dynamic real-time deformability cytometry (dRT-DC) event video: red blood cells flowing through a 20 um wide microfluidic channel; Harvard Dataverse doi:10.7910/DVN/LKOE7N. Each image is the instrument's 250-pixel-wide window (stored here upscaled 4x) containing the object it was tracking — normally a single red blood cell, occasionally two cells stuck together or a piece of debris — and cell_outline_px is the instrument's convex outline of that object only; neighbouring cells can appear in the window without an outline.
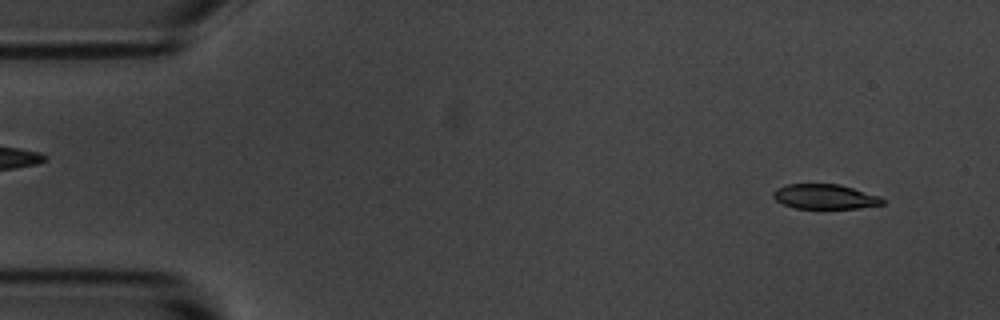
{"species": "common noctule bat (a hibernating species)", "species_latin": "Nyctalus noctula", "temperature_condition": "room temperature", "stored_images_in_passage": 4, "camera_frame_rate_fps": 3000, "um_per_image_px": 0.085, "animal": {"sex": "male", "body_mass_g": 20.1, "forearm_length_mm": 53.5}, "frame": {"image": 1, "passage_image": 1, "time_ms": 0.0, "image_size_px": [1000, 320], "cell_outline_px": [[884, 204], [856, 208], [792, 208], [776, 200], [772, 196], [772, 192], [776, 188], [788, 184], [840, 184], [880, 196], [884, 200]], "centroid_in_image_um": [70.1, 16.71], "position_along_channel_um": 14.9, "area_um2": 15.78}}
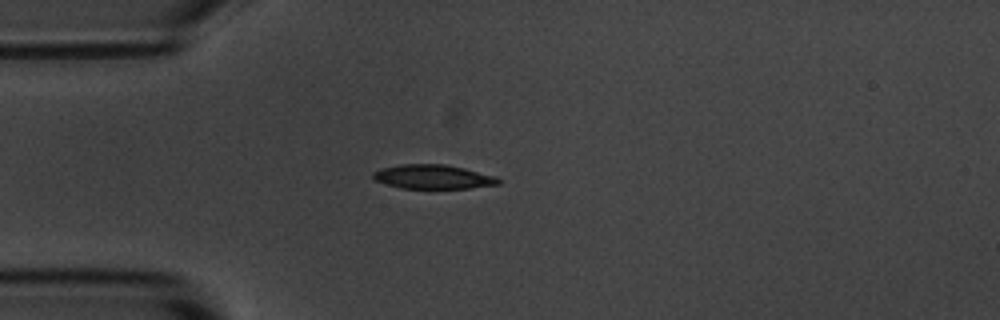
{"frame": {"image": 2, "passage_image": 3, "time_ms": 3.333, "image_size_px": [1000, 320], "cell_outline_px": [[500, 184], [468, 188], [400, 188], [376, 180], [372, 176], [372, 172], [384, 168], [400, 164], [444, 164], [464, 168], [496, 176], [500, 180]], "centroid_in_image_um": [36.83, 15.02], "position_along_channel_um": 48.2, "area_um2": 17.46}}